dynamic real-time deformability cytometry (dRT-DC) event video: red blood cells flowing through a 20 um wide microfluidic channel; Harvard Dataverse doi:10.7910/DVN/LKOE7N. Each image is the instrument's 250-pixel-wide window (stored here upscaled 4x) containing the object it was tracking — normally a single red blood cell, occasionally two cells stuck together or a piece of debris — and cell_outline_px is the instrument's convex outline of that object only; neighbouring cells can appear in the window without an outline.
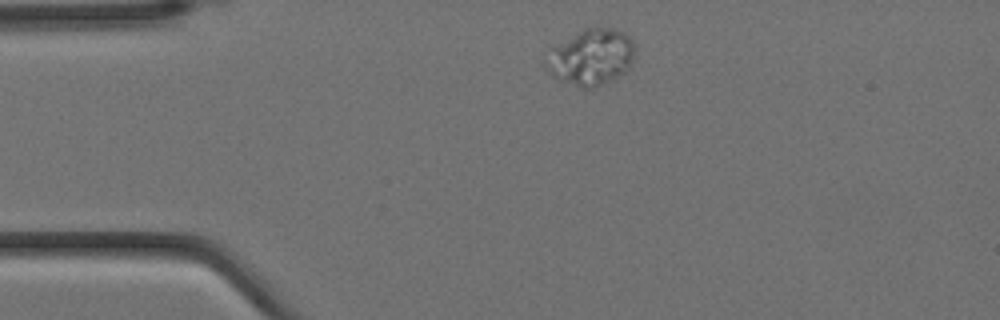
{"species": "Egyptian fruit bat (a non-hibernating species)", "species_latin": "Rousettus aegyptiacus", "temperature_condition": "cold", "stored_images_in_passage": 13, "camera_frame_rate_fps": 3000, "um_per_image_px": 0.085, "animal": {"sex": "female"}, "frame": {"image": 1, "passage_image": 1, "time_ms": 0.0, "image_size_px": [1000, 320], "cell_outline_px": [[632, 64], [624, 72], [612, 80], [592, 88], [584, 88], [560, 80], [552, 76], [544, 68], [544, 64], [552, 48], [584, 28], [612, 28], [624, 32], [632, 40]], "centroid_in_image_um": [50.22, 4.87], "position_along_channel_um": 34.8, "area_um2": 28.61}}
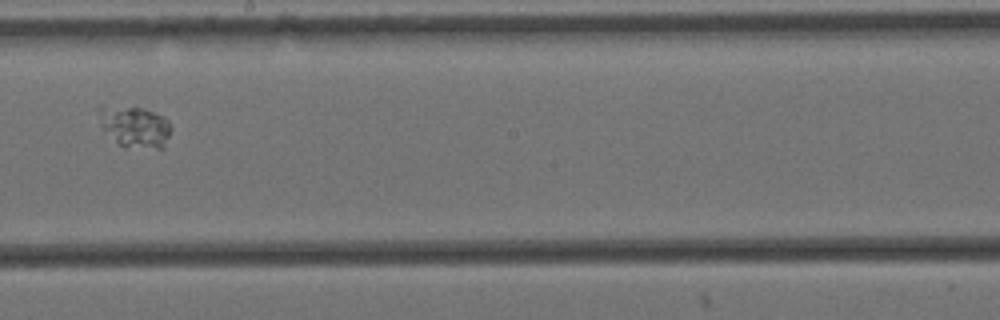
{"frame": {"image": 2, "passage_image": 6, "time_ms": 1.667, "image_size_px": [1000, 320], "cell_outline_px": [[172, 128], [164, 148], [124, 148], [100, 128], [96, 108], [100, 104], [136, 104], [164, 116], [168, 120]], "centroid_in_image_um": [11.39, 10.69], "position_along_channel_um": 236.8, "area_um2": 18.73}}
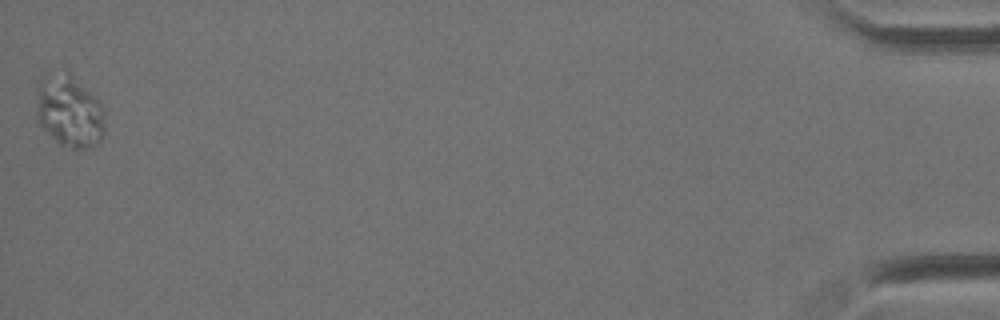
{"frame": {"image": 3, "passage_image": 13, "time_ms": 4.0, "image_size_px": [1000, 320], "cell_outline_px": [[104, 136], [92, 148], [72, 148], [56, 144], [36, 120], [36, 92], [40, 80], [44, 76], [68, 68], [104, 104]], "centroid_in_image_um": [5.9, 9.42], "position_along_channel_um": 429.3, "area_um2": 30.06}}